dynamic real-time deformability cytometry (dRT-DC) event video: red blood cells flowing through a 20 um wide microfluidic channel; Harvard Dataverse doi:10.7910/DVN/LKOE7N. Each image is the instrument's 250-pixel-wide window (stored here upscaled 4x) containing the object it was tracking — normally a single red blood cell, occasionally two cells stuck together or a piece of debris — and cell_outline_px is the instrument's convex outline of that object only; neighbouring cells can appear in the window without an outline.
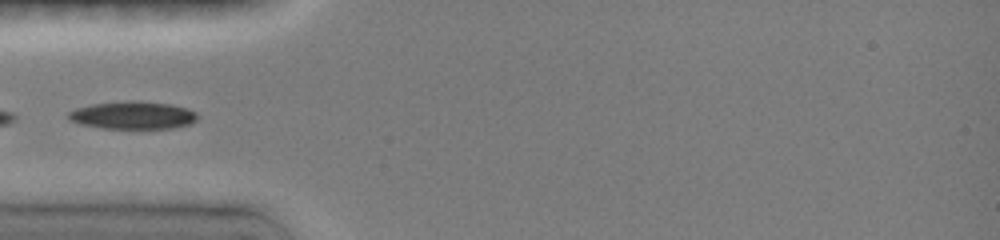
{"species": "common noctule bat (a hibernating species)", "species_latin": "Nyctalus noctula", "temperature_condition": "room temperature", "stored_images_in_passage": 44, "camera_frame_rate_fps": 3000, "um_per_image_px": 0.085, "animal": {"sex": "female", "body_mass_g": 19.0, "forearm_length_mm": 51.5}, "frame": {"image": 1, "passage_image": 8, "time_ms": 4.333, "image_size_px": [1000, 240], "cell_outline_px": [[200, 116], [192, 124], [172, 128], [104, 128], [80, 124], [68, 120], [68, 112], [76, 108], [92, 104], [132, 100], [172, 104], [188, 108], [196, 112]], "centroid_in_image_um": [11.33, 9.79], "position_along_channel_um": 73.7, "area_um2": 20.98}}
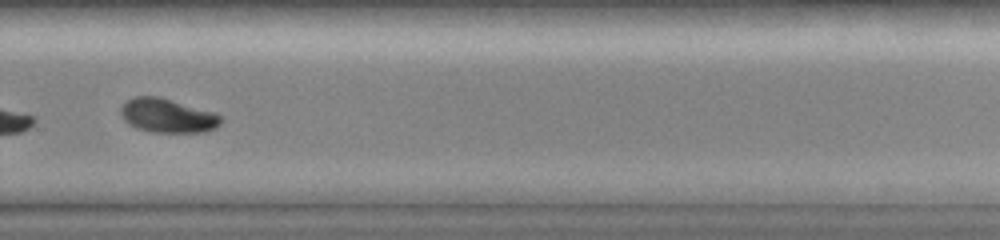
{"frame": {"image": 2, "passage_image": 29, "time_ms": 10.333, "image_size_px": [1000, 240], "cell_outline_px": [[224, 120], [216, 128], [204, 132], [152, 132], [136, 128], [128, 124], [120, 116], [120, 108], [128, 100], [136, 96], [160, 96], [216, 112]], "centroid_in_image_um": [14.26, 9.82], "position_along_channel_um": 315.5, "area_um2": 20.17}}
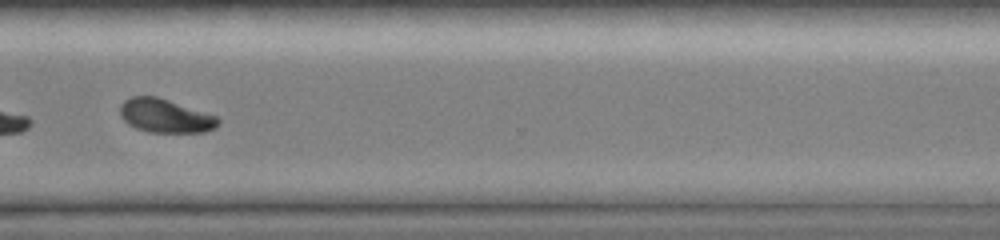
{"frame": {"image": 3, "passage_image": 33, "time_ms": 11.333, "image_size_px": [1000, 240], "cell_outline_px": [[220, 124], [216, 128], [204, 132], [148, 132], [136, 128], [128, 124], [120, 116], [120, 104], [124, 100], [132, 96], [156, 96], [216, 116], [220, 120]], "centroid_in_image_um": [14.03, 9.85], "position_along_channel_um": 356.6, "area_um2": 19.19}, "authors_computed_cell_mechanics": {"area_um2": 20.808, "velocity_mm_per_s": 4.035, "shape_relaxation_time_tau1_ms": 2.6027, "shape_relaxation_time_tau2_ms": null, "deformation_change_tau1": 0.1281, "deformation_change_tau2": null}}